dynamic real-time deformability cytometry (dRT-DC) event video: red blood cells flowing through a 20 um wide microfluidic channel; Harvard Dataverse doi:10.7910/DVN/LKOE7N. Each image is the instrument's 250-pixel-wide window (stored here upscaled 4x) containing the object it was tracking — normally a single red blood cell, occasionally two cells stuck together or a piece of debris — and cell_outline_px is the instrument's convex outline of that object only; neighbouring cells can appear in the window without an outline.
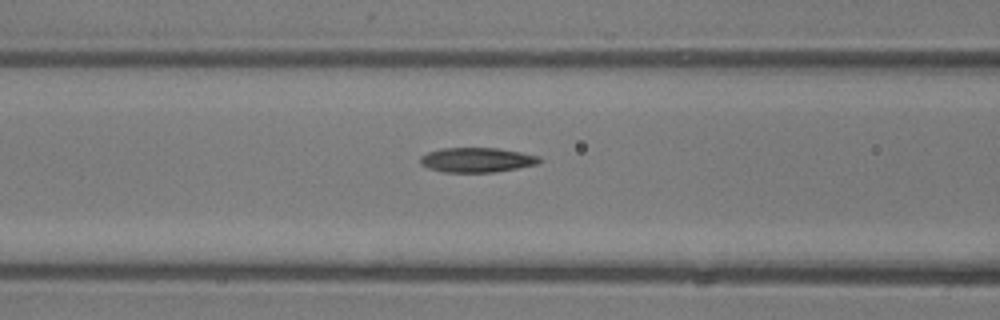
{"species": "common noctule bat (a hibernating species)", "species_latin": "Nyctalus noctula", "temperature_condition": "room temperature", "stored_images_in_passage": 6, "camera_frame_rate_fps": 3000, "um_per_image_px": 0.085, "animal": {"sex": "male", "body_mass_g": 13.3}, "frame": {"image": 1, "passage_image": 6, "time_ms": 5.667, "image_size_px": [1000, 320], "cell_outline_px": [[544, 160], [536, 164], [516, 168], [492, 172], [444, 172], [428, 168], [420, 164], [420, 156], [428, 152], [440, 148], [500, 148], [540, 156]], "centroid_in_image_um": [40.52, 13.58], "position_along_channel_um": 126.1, "area_um2": 17.17}}